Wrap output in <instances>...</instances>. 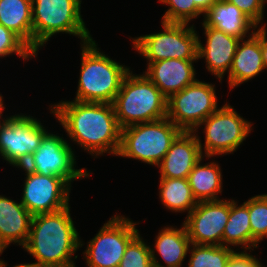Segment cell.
Listing matches in <instances>:
<instances>
[{"label": "cell", "instance_id": "1", "mask_svg": "<svg viewBox=\"0 0 267 267\" xmlns=\"http://www.w3.org/2000/svg\"><path fill=\"white\" fill-rule=\"evenodd\" d=\"M69 139L93 158L104 153L117 157L121 142L113 104L103 102L59 101L49 105Z\"/></svg>", "mask_w": 267, "mask_h": 267}, {"label": "cell", "instance_id": "2", "mask_svg": "<svg viewBox=\"0 0 267 267\" xmlns=\"http://www.w3.org/2000/svg\"><path fill=\"white\" fill-rule=\"evenodd\" d=\"M70 205L52 213L32 216L27 251L37 267H76L74 255L83 243L75 225ZM74 256V257H73ZM75 262V263H74Z\"/></svg>", "mask_w": 267, "mask_h": 267}, {"label": "cell", "instance_id": "3", "mask_svg": "<svg viewBox=\"0 0 267 267\" xmlns=\"http://www.w3.org/2000/svg\"><path fill=\"white\" fill-rule=\"evenodd\" d=\"M81 66L76 96L82 102L113 103L122 81L130 71L106 55L94 39L81 44Z\"/></svg>", "mask_w": 267, "mask_h": 267}, {"label": "cell", "instance_id": "4", "mask_svg": "<svg viewBox=\"0 0 267 267\" xmlns=\"http://www.w3.org/2000/svg\"><path fill=\"white\" fill-rule=\"evenodd\" d=\"M112 104L121 129L167 115V98L144 73L134 74L132 70L124 77Z\"/></svg>", "mask_w": 267, "mask_h": 267}, {"label": "cell", "instance_id": "5", "mask_svg": "<svg viewBox=\"0 0 267 267\" xmlns=\"http://www.w3.org/2000/svg\"><path fill=\"white\" fill-rule=\"evenodd\" d=\"M82 0H32L33 52L59 33L78 37L80 44L93 39L81 14Z\"/></svg>", "mask_w": 267, "mask_h": 267}, {"label": "cell", "instance_id": "6", "mask_svg": "<svg viewBox=\"0 0 267 267\" xmlns=\"http://www.w3.org/2000/svg\"><path fill=\"white\" fill-rule=\"evenodd\" d=\"M182 131L167 117L121 129L117 156L158 166Z\"/></svg>", "mask_w": 267, "mask_h": 267}, {"label": "cell", "instance_id": "7", "mask_svg": "<svg viewBox=\"0 0 267 267\" xmlns=\"http://www.w3.org/2000/svg\"><path fill=\"white\" fill-rule=\"evenodd\" d=\"M163 31L130 37L132 47L147 62L166 59L198 60V38L194 24L161 21Z\"/></svg>", "mask_w": 267, "mask_h": 267}, {"label": "cell", "instance_id": "8", "mask_svg": "<svg viewBox=\"0 0 267 267\" xmlns=\"http://www.w3.org/2000/svg\"><path fill=\"white\" fill-rule=\"evenodd\" d=\"M251 121L235 111L234 107L226 101L214 113L209 115L194 132L197 134L200 149L204 157H220L233 154L243 144L246 137L253 130ZM204 126V127H202ZM203 129L204 143L198 135V129ZM204 150V151H203Z\"/></svg>", "mask_w": 267, "mask_h": 267}, {"label": "cell", "instance_id": "9", "mask_svg": "<svg viewBox=\"0 0 267 267\" xmlns=\"http://www.w3.org/2000/svg\"><path fill=\"white\" fill-rule=\"evenodd\" d=\"M4 109L6 106L0 111V156L10 166L22 167L37 151L49 130L39 119L26 113L4 118Z\"/></svg>", "mask_w": 267, "mask_h": 267}, {"label": "cell", "instance_id": "10", "mask_svg": "<svg viewBox=\"0 0 267 267\" xmlns=\"http://www.w3.org/2000/svg\"><path fill=\"white\" fill-rule=\"evenodd\" d=\"M138 224L129 217L114 214L87 241L82 253L87 267H119L128 243L139 233Z\"/></svg>", "mask_w": 267, "mask_h": 267}, {"label": "cell", "instance_id": "11", "mask_svg": "<svg viewBox=\"0 0 267 267\" xmlns=\"http://www.w3.org/2000/svg\"><path fill=\"white\" fill-rule=\"evenodd\" d=\"M215 84L197 79L167 99L166 117L181 131L194 132L218 108Z\"/></svg>", "mask_w": 267, "mask_h": 267}, {"label": "cell", "instance_id": "12", "mask_svg": "<svg viewBox=\"0 0 267 267\" xmlns=\"http://www.w3.org/2000/svg\"><path fill=\"white\" fill-rule=\"evenodd\" d=\"M72 146L63 134L48 132L24 167L43 176L63 178L71 186L73 181L89 178L91 174L86 168H76L77 156Z\"/></svg>", "mask_w": 267, "mask_h": 267}, {"label": "cell", "instance_id": "13", "mask_svg": "<svg viewBox=\"0 0 267 267\" xmlns=\"http://www.w3.org/2000/svg\"><path fill=\"white\" fill-rule=\"evenodd\" d=\"M18 168L26 175L20 202L32 215L56 212L70 205L72 186L63 178L43 176L24 166Z\"/></svg>", "mask_w": 267, "mask_h": 267}, {"label": "cell", "instance_id": "14", "mask_svg": "<svg viewBox=\"0 0 267 267\" xmlns=\"http://www.w3.org/2000/svg\"><path fill=\"white\" fill-rule=\"evenodd\" d=\"M229 211L230 199L198 202L183 221L191 244L223 246Z\"/></svg>", "mask_w": 267, "mask_h": 267}, {"label": "cell", "instance_id": "15", "mask_svg": "<svg viewBox=\"0 0 267 267\" xmlns=\"http://www.w3.org/2000/svg\"><path fill=\"white\" fill-rule=\"evenodd\" d=\"M201 24L206 41L203 45L201 38H198L197 59L198 61L205 59L207 71L222 83L225 74L229 73L232 66L240 39L214 27L206 26L202 22Z\"/></svg>", "mask_w": 267, "mask_h": 267}, {"label": "cell", "instance_id": "16", "mask_svg": "<svg viewBox=\"0 0 267 267\" xmlns=\"http://www.w3.org/2000/svg\"><path fill=\"white\" fill-rule=\"evenodd\" d=\"M198 60L166 59L146 62L143 73L159 88L168 99L171 95L193 84L196 78L194 62Z\"/></svg>", "mask_w": 267, "mask_h": 267}, {"label": "cell", "instance_id": "17", "mask_svg": "<svg viewBox=\"0 0 267 267\" xmlns=\"http://www.w3.org/2000/svg\"><path fill=\"white\" fill-rule=\"evenodd\" d=\"M203 157L195 132L182 131L172 142L157 168L160 178H188L195 164Z\"/></svg>", "mask_w": 267, "mask_h": 267}, {"label": "cell", "instance_id": "18", "mask_svg": "<svg viewBox=\"0 0 267 267\" xmlns=\"http://www.w3.org/2000/svg\"><path fill=\"white\" fill-rule=\"evenodd\" d=\"M32 216L21 202L0 195V251L12 243L21 248L26 245Z\"/></svg>", "mask_w": 267, "mask_h": 267}, {"label": "cell", "instance_id": "19", "mask_svg": "<svg viewBox=\"0 0 267 267\" xmlns=\"http://www.w3.org/2000/svg\"><path fill=\"white\" fill-rule=\"evenodd\" d=\"M154 241L150 246L153 267H182L191 245L183 223L180 228L172 225L164 226L159 230ZM156 252L158 255L155 254ZM157 256L161 257L165 265L161 264Z\"/></svg>", "mask_w": 267, "mask_h": 267}, {"label": "cell", "instance_id": "20", "mask_svg": "<svg viewBox=\"0 0 267 267\" xmlns=\"http://www.w3.org/2000/svg\"><path fill=\"white\" fill-rule=\"evenodd\" d=\"M261 41L253 33L238 43L233 63L227 76L230 91L264 72Z\"/></svg>", "mask_w": 267, "mask_h": 267}, {"label": "cell", "instance_id": "21", "mask_svg": "<svg viewBox=\"0 0 267 267\" xmlns=\"http://www.w3.org/2000/svg\"><path fill=\"white\" fill-rule=\"evenodd\" d=\"M203 17L202 22L206 26L214 27L240 40L250 37L257 28L236 5L226 0H217Z\"/></svg>", "mask_w": 267, "mask_h": 267}, {"label": "cell", "instance_id": "22", "mask_svg": "<svg viewBox=\"0 0 267 267\" xmlns=\"http://www.w3.org/2000/svg\"><path fill=\"white\" fill-rule=\"evenodd\" d=\"M204 158L209 160L212 157H201L188 175L192 194L197 202L221 200L219 197L223 191L221 167L215 160L203 164Z\"/></svg>", "mask_w": 267, "mask_h": 267}, {"label": "cell", "instance_id": "23", "mask_svg": "<svg viewBox=\"0 0 267 267\" xmlns=\"http://www.w3.org/2000/svg\"><path fill=\"white\" fill-rule=\"evenodd\" d=\"M0 25L33 51L32 0H0Z\"/></svg>", "mask_w": 267, "mask_h": 267}, {"label": "cell", "instance_id": "24", "mask_svg": "<svg viewBox=\"0 0 267 267\" xmlns=\"http://www.w3.org/2000/svg\"><path fill=\"white\" fill-rule=\"evenodd\" d=\"M223 246L236 248V251H240V248L243 251H251L249 199L240 205L238 201L230 199L229 218L223 233Z\"/></svg>", "mask_w": 267, "mask_h": 267}, {"label": "cell", "instance_id": "25", "mask_svg": "<svg viewBox=\"0 0 267 267\" xmlns=\"http://www.w3.org/2000/svg\"><path fill=\"white\" fill-rule=\"evenodd\" d=\"M159 198L164 208L173 213L188 214L197 205L187 178H159Z\"/></svg>", "mask_w": 267, "mask_h": 267}, {"label": "cell", "instance_id": "26", "mask_svg": "<svg viewBox=\"0 0 267 267\" xmlns=\"http://www.w3.org/2000/svg\"><path fill=\"white\" fill-rule=\"evenodd\" d=\"M236 252L222 245L191 244L188 267H227L229 259Z\"/></svg>", "mask_w": 267, "mask_h": 267}, {"label": "cell", "instance_id": "27", "mask_svg": "<svg viewBox=\"0 0 267 267\" xmlns=\"http://www.w3.org/2000/svg\"><path fill=\"white\" fill-rule=\"evenodd\" d=\"M249 218L251 227V250L258 249L259 243L267 238V194L249 198Z\"/></svg>", "mask_w": 267, "mask_h": 267}, {"label": "cell", "instance_id": "28", "mask_svg": "<svg viewBox=\"0 0 267 267\" xmlns=\"http://www.w3.org/2000/svg\"><path fill=\"white\" fill-rule=\"evenodd\" d=\"M158 2L168 6L161 18L163 22L189 24L199 16H204L193 0H158Z\"/></svg>", "mask_w": 267, "mask_h": 267}, {"label": "cell", "instance_id": "29", "mask_svg": "<svg viewBox=\"0 0 267 267\" xmlns=\"http://www.w3.org/2000/svg\"><path fill=\"white\" fill-rule=\"evenodd\" d=\"M119 267H153L150 245L140 232L128 243Z\"/></svg>", "mask_w": 267, "mask_h": 267}, {"label": "cell", "instance_id": "30", "mask_svg": "<svg viewBox=\"0 0 267 267\" xmlns=\"http://www.w3.org/2000/svg\"><path fill=\"white\" fill-rule=\"evenodd\" d=\"M14 54L22 58L23 61L37 57L15 33L0 25V58Z\"/></svg>", "mask_w": 267, "mask_h": 267}, {"label": "cell", "instance_id": "31", "mask_svg": "<svg viewBox=\"0 0 267 267\" xmlns=\"http://www.w3.org/2000/svg\"><path fill=\"white\" fill-rule=\"evenodd\" d=\"M236 5L257 27L266 26L263 23L264 9L267 0H226ZM263 23V24H262ZM261 24V25H260Z\"/></svg>", "mask_w": 267, "mask_h": 267}, {"label": "cell", "instance_id": "32", "mask_svg": "<svg viewBox=\"0 0 267 267\" xmlns=\"http://www.w3.org/2000/svg\"><path fill=\"white\" fill-rule=\"evenodd\" d=\"M250 252L252 251H236L229 259L227 267H261V259Z\"/></svg>", "mask_w": 267, "mask_h": 267}, {"label": "cell", "instance_id": "33", "mask_svg": "<svg viewBox=\"0 0 267 267\" xmlns=\"http://www.w3.org/2000/svg\"><path fill=\"white\" fill-rule=\"evenodd\" d=\"M267 27L260 26L257 27L254 31V34L260 39L261 41V50H262V58L265 70H267Z\"/></svg>", "mask_w": 267, "mask_h": 267}, {"label": "cell", "instance_id": "34", "mask_svg": "<svg viewBox=\"0 0 267 267\" xmlns=\"http://www.w3.org/2000/svg\"><path fill=\"white\" fill-rule=\"evenodd\" d=\"M195 5L205 14L217 0H193Z\"/></svg>", "mask_w": 267, "mask_h": 267}, {"label": "cell", "instance_id": "35", "mask_svg": "<svg viewBox=\"0 0 267 267\" xmlns=\"http://www.w3.org/2000/svg\"><path fill=\"white\" fill-rule=\"evenodd\" d=\"M0 267H7V263L0 258ZM12 267H37L36 265H34L33 263H19L16 265H13Z\"/></svg>", "mask_w": 267, "mask_h": 267}, {"label": "cell", "instance_id": "36", "mask_svg": "<svg viewBox=\"0 0 267 267\" xmlns=\"http://www.w3.org/2000/svg\"><path fill=\"white\" fill-rule=\"evenodd\" d=\"M4 100H3V95L2 94H0V111L6 106V105H4Z\"/></svg>", "mask_w": 267, "mask_h": 267}]
</instances>
